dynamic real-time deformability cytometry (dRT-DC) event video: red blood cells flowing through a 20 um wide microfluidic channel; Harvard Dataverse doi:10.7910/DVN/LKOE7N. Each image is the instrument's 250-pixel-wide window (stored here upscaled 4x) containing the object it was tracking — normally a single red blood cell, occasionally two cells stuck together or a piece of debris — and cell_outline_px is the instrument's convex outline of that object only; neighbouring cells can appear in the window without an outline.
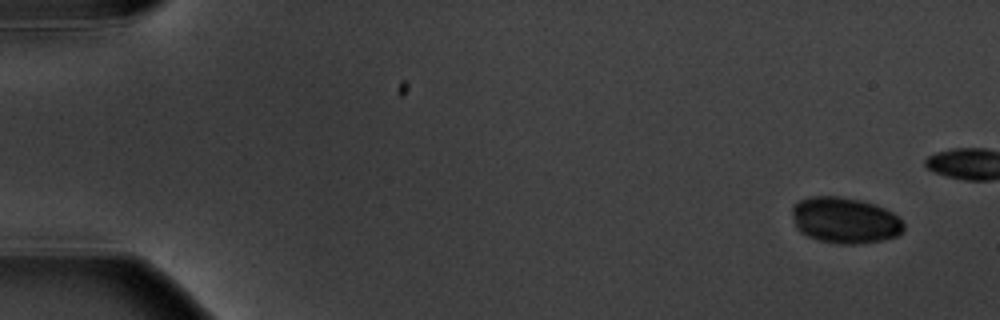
{"species": "common noctule bat (a hibernating species)", "species_latin": "Nyctalus noctula", "temperature_condition": "warm", "stored_images_in_passage": 5, "camera_frame_rate_fps": 3000, "um_per_image_px": 0.085, "animal": {"sex": "male", "body_mass_g": 20.1, "forearm_length_mm": 53.5}, "frame": {"image": 1, "passage_image": 1, "time_ms": 0.0, "image_size_px": [1000, 320], "cell_outline_px": [[904, 228], [896, 236], [880, 240], [852, 244], [840, 244], [820, 240], [808, 236], [796, 224], [792, 212], [792, 208], [800, 200], [812, 196], [836, 196], [860, 200], [884, 208], [892, 212], [904, 224]], "centroid_in_image_um": [71.83, 18.71], "position_along_channel_um": 13.2, "area_um2": 29.19}}